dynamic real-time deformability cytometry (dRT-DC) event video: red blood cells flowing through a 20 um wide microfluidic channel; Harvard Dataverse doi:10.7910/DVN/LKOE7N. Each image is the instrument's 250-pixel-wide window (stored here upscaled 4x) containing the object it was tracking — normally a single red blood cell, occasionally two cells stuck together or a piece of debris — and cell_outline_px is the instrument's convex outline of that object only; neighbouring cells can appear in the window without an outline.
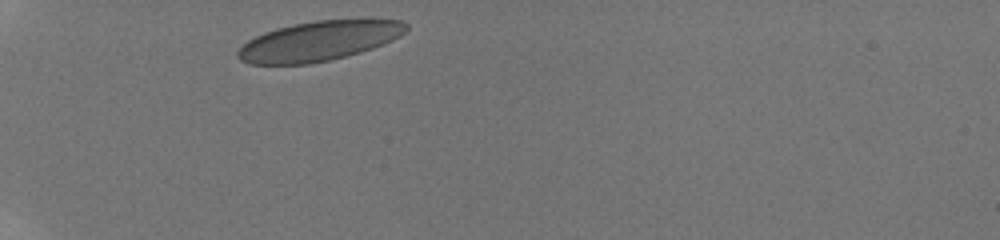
{"species": "human", "species_latin": "Homo sapiens", "temperature_condition": "room temperature", "stored_images_in_passage": 31, "camera_frame_rate_fps": 3000, "um_per_image_px": 0.085, "donor": {"sex": "male"}, "frame": {"image": 1, "passage_image": 1, "time_ms": 0.0, "image_size_px": [1000, 240], "cell_outline_px": [[408, 28], [400, 36], [392, 40], [372, 48], [360, 52], [328, 60], [308, 64], [252, 64], [240, 60], [236, 56], [236, 52], [248, 40], [264, 32], [276, 28], [292, 24], [316, 20], [364, 16], [400, 20], [408, 24]], "centroid_in_image_um": [27.18, 3.42], "position_along_channel_um": 57.8, "area_um2": 39.82}}
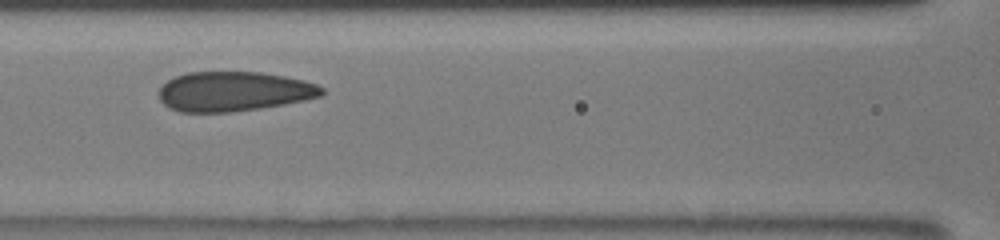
{"frame": {"image": 2, "passage_image": 10, "time_ms": 3.0, "image_size_px": [1000, 240], "cell_outline_px": [[324, 92], [320, 96], [304, 100], [284, 104], [260, 108], [232, 112], [180, 112], [168, 108], [160, 100], [160, 88], [168, 80], [176, 76], [188, 72], [260, 72], [284, 76], [304, 80], [316, 84], [324, 88]], "centroid_in_image_um": [19.87, 7.77], "position_along_channel_um": 146.7, "area_um2": 37.63}}
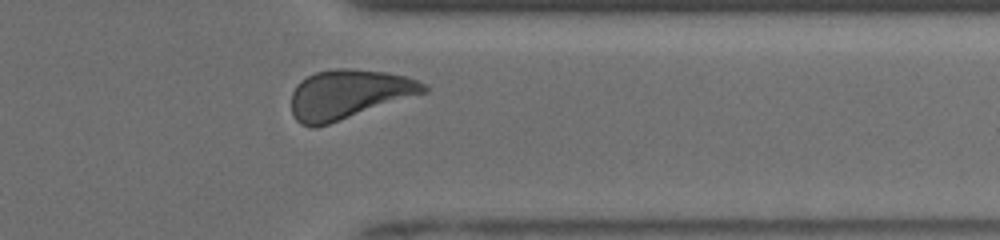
{"frame": {"image": 3, "passage_image": 28, "time_ms": 9.0, "image_size_px": [1000, 240], "cell_outline_px": [[428, 92], [316, 128], [312, 128], [300, 124], [296, 120], [292, 112], [292, 92], [296, 84], [300, 80], [316, 72], [336, 68], [348, 68], [384, 72], [408, 76], [428, 84]], "centroid_in_image_um": [29.65, 8.01], "position_along_channel_um": 381.8, "area_um2": 38.21}, "authors_computed_cell_mechanics": {"area_um2": 37.6278, "velocity_mm_per_s": 3.918, "shape_relaxation_time_tau1_ms": 9.2255, "shape_relaxation_time_tau2_ms": 0.585, "deformation_change_tau1": 0.1541, "deformation_change_tau2": 0.0511}}